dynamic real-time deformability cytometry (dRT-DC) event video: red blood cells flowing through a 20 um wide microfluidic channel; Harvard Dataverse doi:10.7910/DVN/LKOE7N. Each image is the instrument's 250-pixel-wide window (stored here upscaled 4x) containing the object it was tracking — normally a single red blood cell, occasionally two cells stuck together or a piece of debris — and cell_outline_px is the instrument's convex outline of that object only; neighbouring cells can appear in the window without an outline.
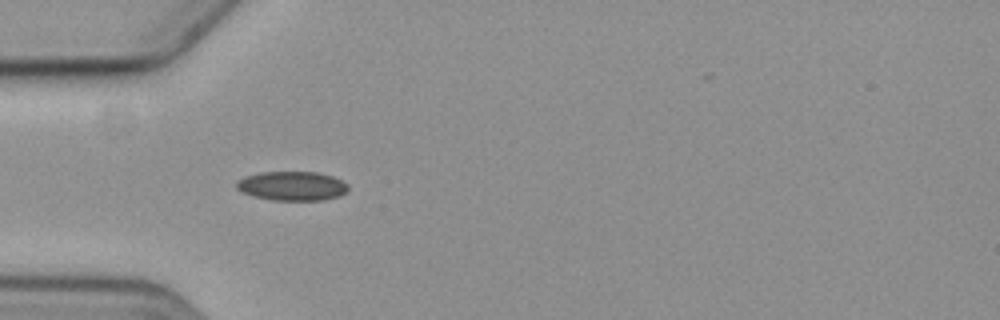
{"species": "common noctule bat (a hibernating species)", "species_latin": "Nyctalus noctula", "temperature_condition": "cold", "stored_images_in_passage": 9, "camera_frame_rate_fps": 3000, "um_per_image_px": 0.085, "animal": {"sex": "female", "body_mass_g": 19.3, "forearm_length_mm": 54.1}, "frame": {"image": 1, "passage_image": 7, "time_ms": 8.333, "image_size_px": [1000, 320], "cell_outline_px": [[348, 192], [340, 196], [324, 200], [272, 200], [252, 196], [236, 188], [236, 180], [244, 176], [260, 172], [316, 172], [332, 176], [348, 184]], "centroid_in_image_um": [24.83, 15.81], "position_along_channel_um": 60.2, "area_um2": 19.13}}
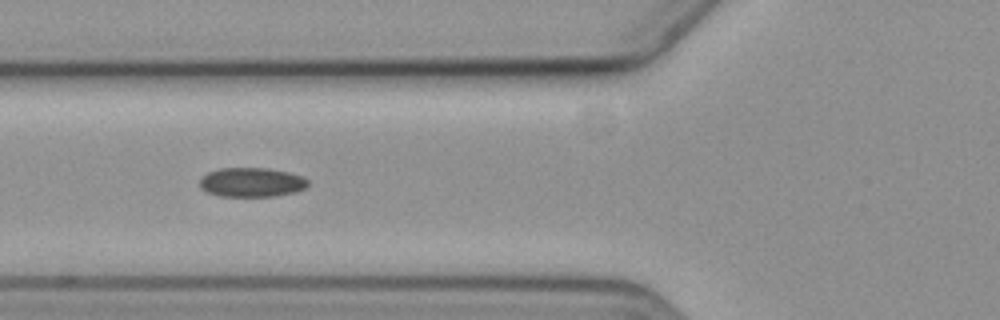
{"frame": {"image": 2, "passage_image": 8, "time_ms": 9.667, "image_size_px": [1000, 320], "cell_outline_px": [[308, 184], [304, 188], [296, 192], [272, 196], [220, 196], [208, 192], [200, 188], [200, 180], [208, 172], [220, 168], [268, 168], [288, 172], [304, 176], [308, 180]], "centroid_in_image_um": [21.4, 15.49], "position_along_channel_um": 104.4, "area_um2": 18.44}}
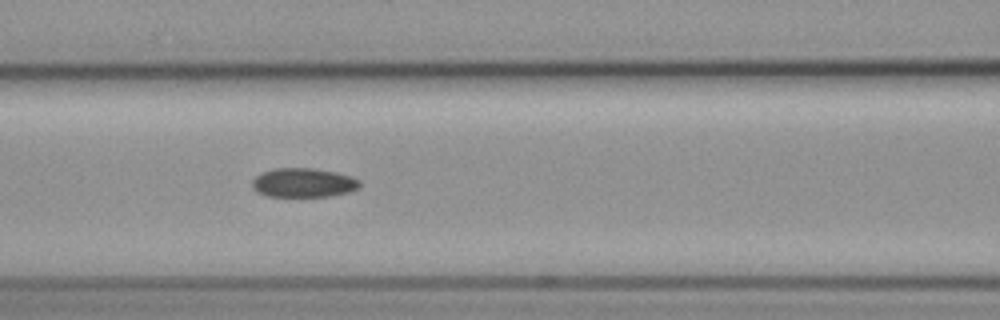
{"frame": {"image": 3, "passage_image": 9, "time_ms": 10.667, "image_size_px": [1000, 320], "cell_outline_px": [[360, 188], [352, 192], [332, 196], [264, 196], [256, 192], [252, 188], [252, 180], [256, 176], [264, 172], [276, 168], [312, 168], [336, 172], [352, 176], [360, 180]], "centroid_in_image_um": [25.83, 15.54], "position_along_channel_um": 140.8, "area_um2": 18.5}}